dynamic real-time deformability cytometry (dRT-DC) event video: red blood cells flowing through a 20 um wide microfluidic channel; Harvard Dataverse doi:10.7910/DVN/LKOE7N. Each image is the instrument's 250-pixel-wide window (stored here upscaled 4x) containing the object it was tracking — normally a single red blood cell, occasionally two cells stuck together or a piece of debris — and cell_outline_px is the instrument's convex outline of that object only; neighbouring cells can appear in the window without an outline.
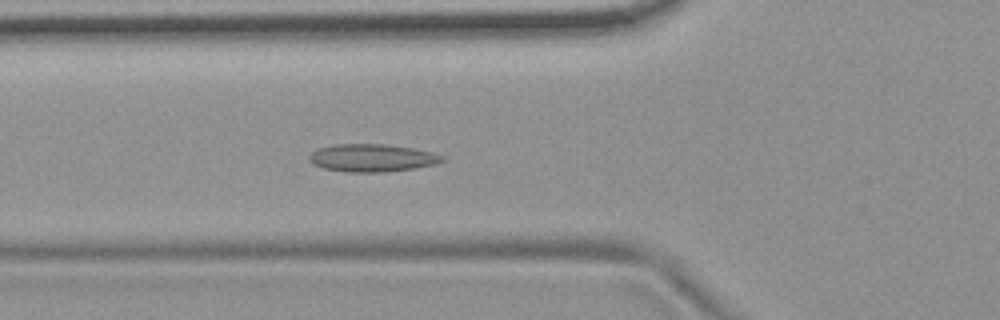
{"species": "common noctule bat (a hibernating species)", "species_latin": "Nyctalus noctula", "temperature_condition": "room temperature", "stored_images_in_passage": 55, "camera_frame_rate_fps": 3000, "um_per_image_px": 0.085, "animal": {"sex": "female", "body_mass_g": 19.9}, "frame": {"image": 1, "passage_image": 20, "time_ms": 6.333, "image_size_px": [1000, 320], "cell_outline_px": [[444, 160], [436, 164], [416, 168], [384, 172], [344, 172], [324, 168], [312, 164], [308, 160], [308, 156], [312, 152], [320, 148], [336, 144], [384, 144], [412, 148], [432, 152], [444, 156]], "centroid_in_image_um": [31.62, 13.43], "position_along_channel_um": 94.2, "area_um2": 21.5}}
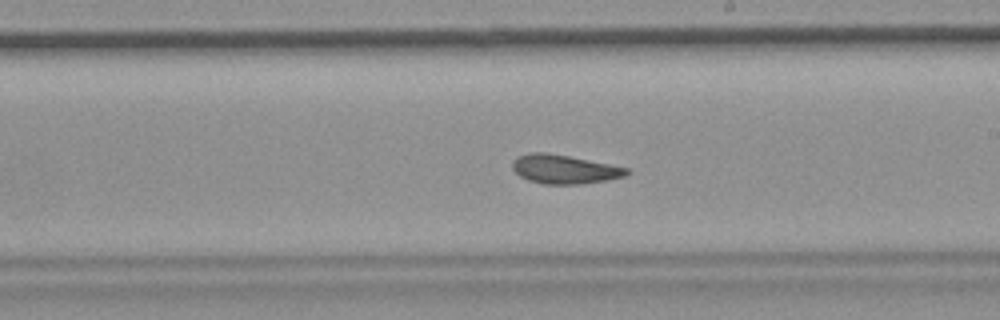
{"frame": {"image": 2, "passage_image": 32, "time_ms": 10.333, "image_size_px": [1000, 320], "cell_outline_px": [[632, 172], [624, 176], [584, 184], [544, 184], [528, 180], [520, 176], [512, 168], [512, 160], [520, 156], [532, 152], [548, 152], [628, 168]], "centroid_in_image_um": [47.95, 14.39], "position_along_channel_um": 241.0, "area_um2": 19.07}}
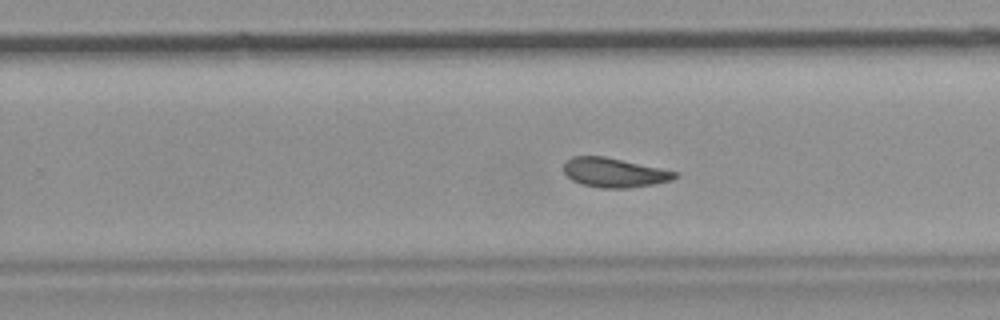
{"frame": {"image": 3, "passage_image": 35, "time_ms": 11.333, "image_size_px": [1000, 320], "cell_outline_px": [[680, 176], [672, 180], [652, 184], [628, 188], [600, 188], [584, 184], [572, 180], [564, 172], [564, 160], [572, 156], [604, 156], [680, 172]], "centroid_in_image_um": [52.23, 14.66], "position_along_channel_um": 277.6, "area_um2": 19.07}, "authors_computed_cell_mechanics": {"area_um2": 20.1722, "velocity_mm_per_s": 3.6784, "shape_relaxation_time_tau1_ms": null, "shape_relaxation_time_tau2_ms": 3.0333, "deformation_change_tau1": null, "deformation_change_tau2": 0.0852}}